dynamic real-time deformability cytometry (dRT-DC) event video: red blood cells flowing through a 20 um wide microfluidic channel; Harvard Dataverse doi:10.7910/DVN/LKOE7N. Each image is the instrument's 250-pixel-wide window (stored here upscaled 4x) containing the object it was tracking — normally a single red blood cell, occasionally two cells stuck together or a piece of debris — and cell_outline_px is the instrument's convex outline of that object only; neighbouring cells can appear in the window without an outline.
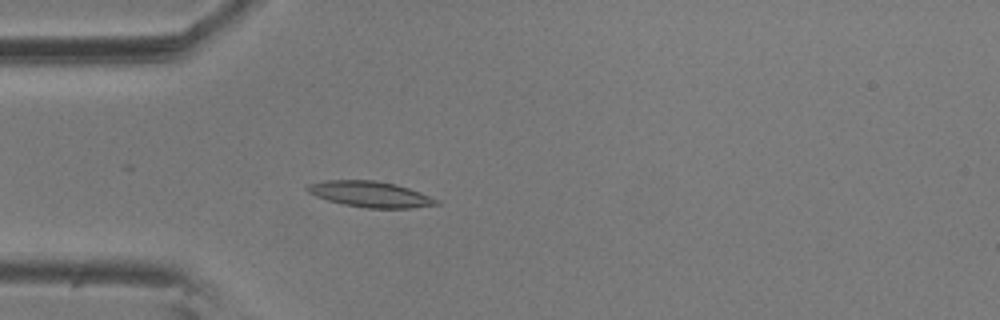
{"species": "common noctule bat (a hibernating species)", "species_latin": "Nyctalus noctula", "temperature_condition": "room temperature", "stored_images_in_passage": 46, "camera_frame_rate_fps": 3000, "um_per_image_px": 0.085, "animal": {"sex": "male", "body_mass_g": 20.5, "forearm_length_mm": 52.5}, "frame": {"image": 1, "passage_image": 16, "time_ms": 5.0, "image_size_px": [1000, 320], "cell_outline_px": [[440, 204], [412, 208], [368, 208], [344, 204], [328, 200], [316, 196], [308, 192], [304, 188], [308, 184], [324, 180], [376, 180], [396, 184], [420, 192], [440, 200]], "centroid_in_image_um": [31.48, 16.5], "position_along_channel_um": 53.5, "area_um2": 19.48}}
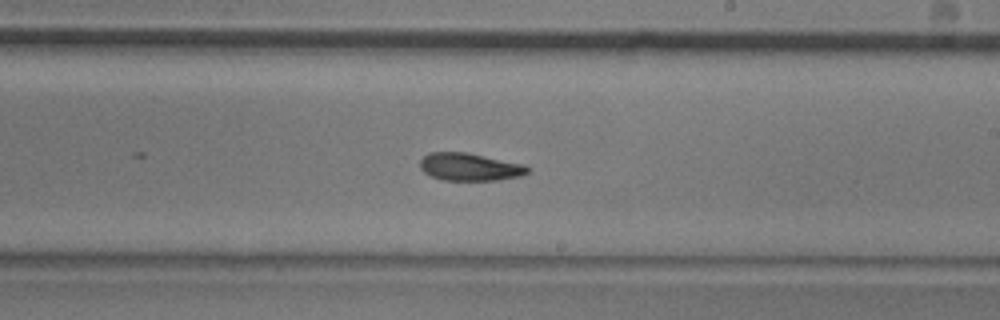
{"frame": {"image": 2, "passage_image": 33, "time_ms": 10.667, "image_size_px": [1000, 320], "cell_outline_px": [[532, 168], [528, 172], [520, 176], [496, 180], [440, 180], [424, 172], [420, 168], [420, 160], [428, 152], [464, 152], [524, 164]], "centroid_in_image_um": [39.92, 14.19], "position_along_channel_um": 249.1, "area_um2": 17.28}}
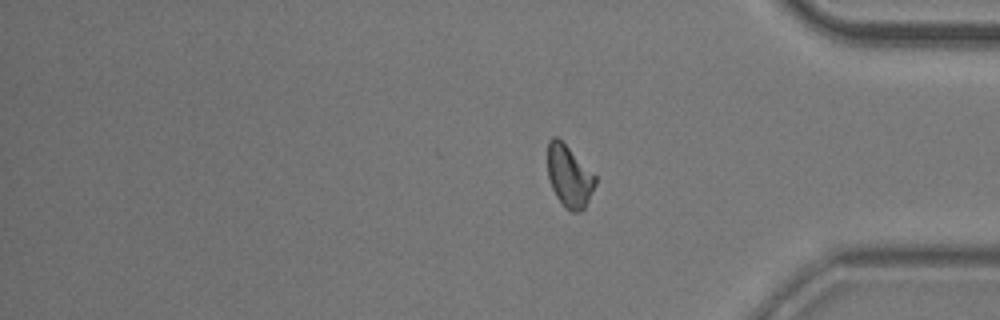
{"frame": {"image": 3, "passage_image": 46, "time_ms": 15.0, "image_size_px": [1000, 320], "cell_outline_px": [[596, 184], [584, 208], [580, 212], [572, 212], [564, 208], [556, 196], [552, 188], [548, 176], [548, 140], [552, 136], [556, 136], [596, 176]], "centroid_in_image_um": [48.37, 15.01], "position_along_channel_um": 386.8, "area_um2": 16.94}, "authors_computed_cell_mechanics": {"area_um2": 17.918, "velocity_mm_per_s": 3.5533, "shape_relaxation_time_tau1_ms": 6.2748, "shape_relaxation_time_tau2_ms": 3.0162, "deformation_change_tau1": 0.1525, "deformation_change_tau2": 0.0918}}